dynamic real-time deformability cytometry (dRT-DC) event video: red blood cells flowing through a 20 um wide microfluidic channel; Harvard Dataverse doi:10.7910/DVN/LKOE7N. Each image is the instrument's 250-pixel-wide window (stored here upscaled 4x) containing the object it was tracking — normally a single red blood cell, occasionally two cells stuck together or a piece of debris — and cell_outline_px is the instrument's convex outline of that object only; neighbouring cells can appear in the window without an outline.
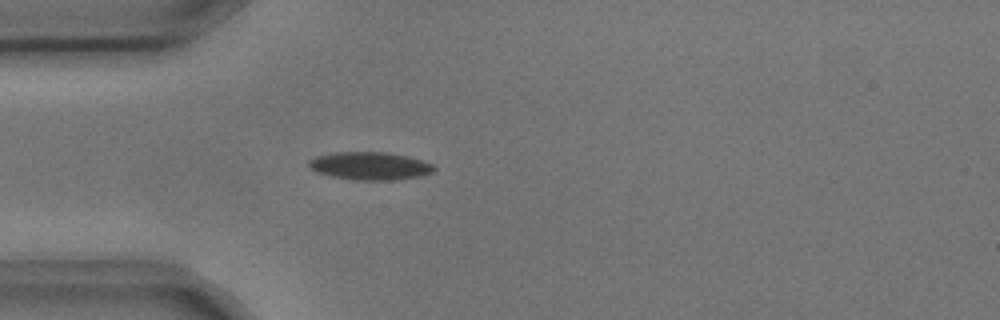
{"species": "common noctule bat (a hibernating species)", "species_latin": "Nyctalus noctula", "temperature_condition": "cold", "stored_images_in_passage": 5, "camera_frame_rate_fps": 3000, "um_per_image_px": 0.085, "animal": {"sex": "male", "body_mass_g": 17.9, "forearm_length_mm": 54.2}, "frame": {"image": 1, "passage_image": 5, "time_ms": 1.333, "image_size_px": [1000, 320], "cell_outline_px": [[436, 168], [432, 172], [420, 176], [392, 180], [356, 180], [332, 176], [316, 172], [308, 164], [308, 160], [316, 156], [336, 152], [388, 152], [408, 156], [432, 164]], "centroid_in_image_um": [31.44, 14.1], "position_along_channel_um": 53.6, "area_um2": 20.23}}